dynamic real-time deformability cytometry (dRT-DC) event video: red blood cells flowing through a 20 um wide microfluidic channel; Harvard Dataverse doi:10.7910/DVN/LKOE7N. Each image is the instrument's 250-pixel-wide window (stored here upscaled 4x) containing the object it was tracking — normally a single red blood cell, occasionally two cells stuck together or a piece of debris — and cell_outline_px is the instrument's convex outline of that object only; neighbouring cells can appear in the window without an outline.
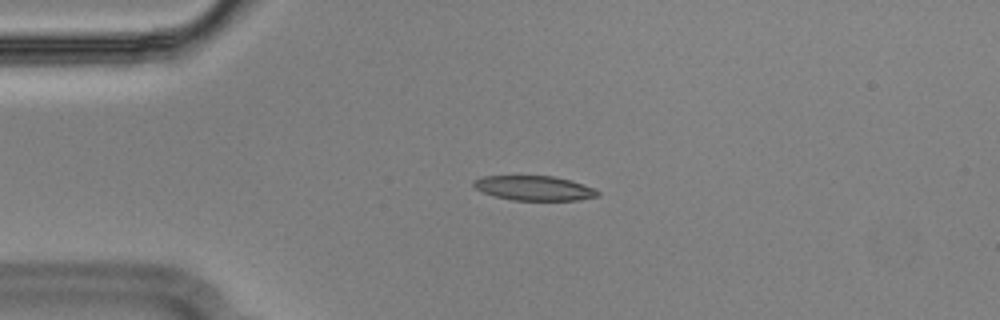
{"species": "Egyptian fruit bat (a non-hibernating species)", "species_latin": "Rousettus aegyptiacus", "temperature_condition": "cold", "stored_images_in_passage": 44, "camera_frame_rate_fps": 3000, "um_per_image_px": 0.085, "animal": {"sex": "male"}, "frame": {"image": 1, "passage_image": 1, "time_ms": 0.0, "image_size_px": [1000, 320], "cell_outline_px": [[600, 196], [576, 200], [512, 200], [496, 196], [484, 192], [476, 188], [472, 184], [476, 180], [484, 176], [552, 176], [568, 180], [592, 188], [600, 192]], "centroid_in_image_um": [45.41, 16.0], "position_along_channel_um": 39.6, "area_um2": 17.4}}
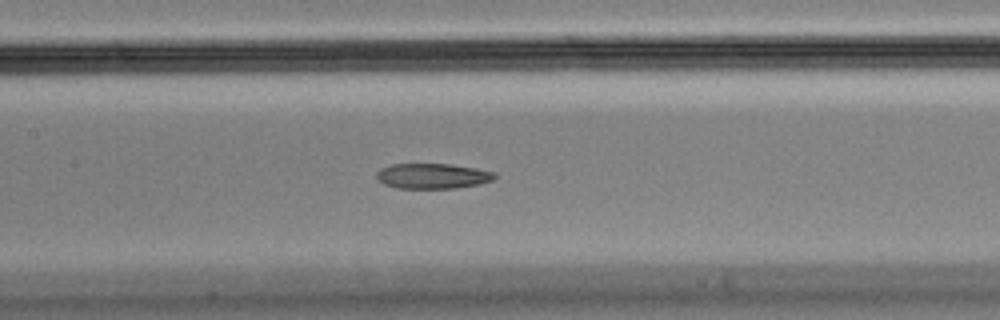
{"frame": {"image": 2, "passage_image": 14, "time_ms": 4.333, "image_size_px": [1000, 320], "cell_outline_px": [[496, 176], [492, 180], [480, 184], [456, 188], [396, 188], [384, 184], [376, 180], [376, 172], [380, 168], [392, 164], [448, 164], [476, 168], [496, 172]], "centroid_in_image_um": [36.74, 14.96], "position_along_channel_um": 170.7, "area_um2": 17.51}}
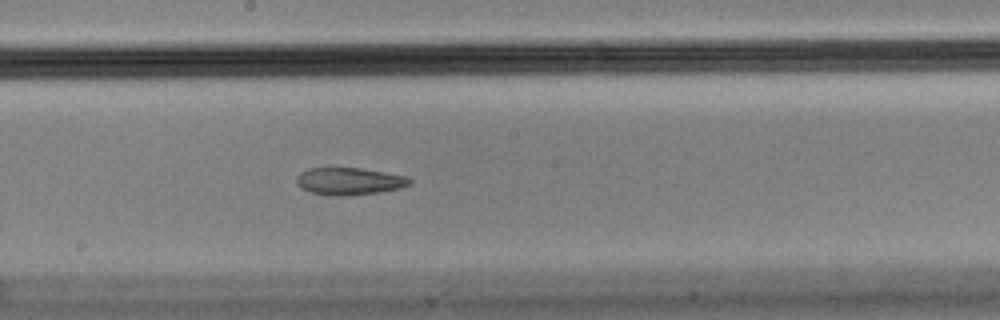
{"frame": {"image": 3, "passage_image": 18, "time_ms": 5.667, "image_size_px": [1000, 320], "cell_outline_px": [[412, 184], [400, 188], [376, 192], [344, 196], [332, 196], [312, 192], [304, 188], [296, 180], [296, 176], [300, 172], [308, 168], [360, 168], [408, 176], [412, 180]], "centroid_in_image_um": [29.72, 15.39], "position_along_channel_um": 218.5, "area_um2": 17.8}, "authors_computed_cell_mechanics": {"area_um2": 19.6809, "velocity_mm_per_s": 3.6035, "shape_relaxation_time_tau1_ms": null, "shape_relaxation_time_tau2_ms": 4.1516, "deformation_change_tau1": null, "deformation_change_tau2": 0.1015}}